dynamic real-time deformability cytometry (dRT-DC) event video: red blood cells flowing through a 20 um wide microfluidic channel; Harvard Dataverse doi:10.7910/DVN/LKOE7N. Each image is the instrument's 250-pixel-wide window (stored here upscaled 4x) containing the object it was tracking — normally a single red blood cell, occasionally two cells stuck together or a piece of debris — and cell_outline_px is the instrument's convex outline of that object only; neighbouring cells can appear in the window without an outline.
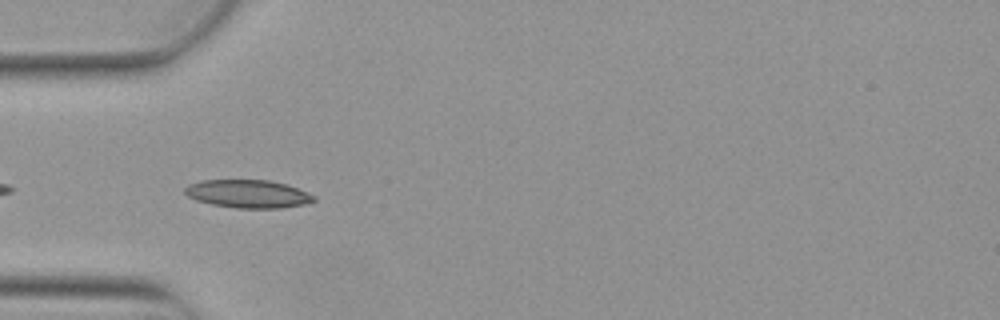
{"species": "Egyptian fruit bat (a non-hibernating species)", "species_latin": "Rousettus aegyptiacus", "temperature_condition": "warm", "stored_images_in_passage": 6, "camera_frame_rate_fps": 3000, "um_per_image_px": 0.085, "animal": {"sex": "female"}, "frame": {"image": 1, "passage_image": 5, "time_ms": 1.333, "image_size_px": [1000, 320], "cell_outline_px": [[316, 200], [304, 204], [280, 208], [236, 208], [212, 204], [196, 200], [188, 196], [184, 192], [184, 188], [188, 184], [204, 180], [268, 180], [288, 184], [316, 196]], "centroid_in_image_um": [21.09, 16.47], "position_along_channel_um": 63.9, "area_um2": 21.1}}
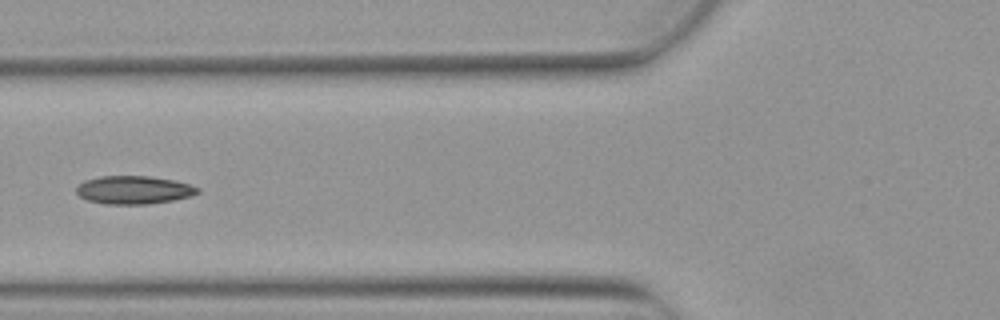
{"frame": {"image": 2, "passage_image": 6, "time_ms": 1.667, "image_size_px": [1000, 320], "cell_outline_px": [[200, 192], [188, 196], [172, 200], [148, 204], [104, 204], [88, 200], [80, 196], [76, 192], [76, 188], [84, 180], [100, 176], [148, 176], [172, 180], [188, 184], [200, 188]], "centroid_in_image_um": [11.34, 16.14], "position_along_channel_um": 114.5, "area_um2": 19.71}}